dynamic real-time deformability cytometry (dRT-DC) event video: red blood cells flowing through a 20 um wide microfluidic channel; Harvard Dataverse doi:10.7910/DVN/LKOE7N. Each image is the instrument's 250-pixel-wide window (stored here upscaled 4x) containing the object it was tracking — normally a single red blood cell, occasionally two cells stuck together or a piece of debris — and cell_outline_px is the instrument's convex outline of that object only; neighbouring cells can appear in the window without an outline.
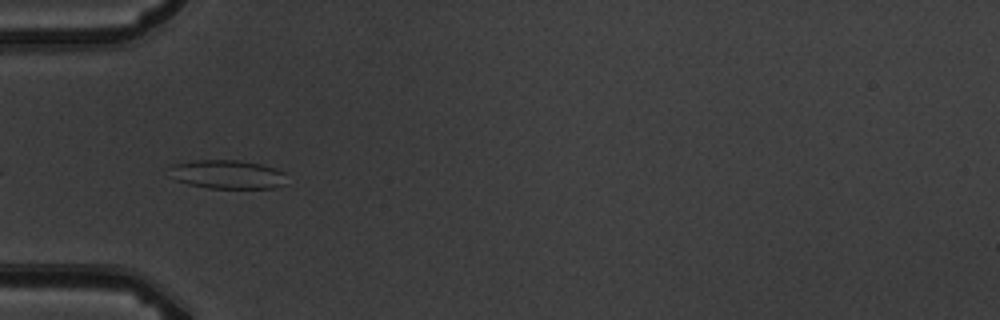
{"species": "common noctule bat (a hibernating species)", "species_latin": "Nyctalus noctula", "temperature_condition": "warm", "stored_images_in_passage": 8, "segment_of_instrument_passage": [2, 2], "camera_frame_rate_fps": 3000, "um_per_image_px": 0.085, "animal": {"sex": "male", "body_mass_g": 19.5, "forearm_length_mm": 54.6}, "frame": {"image": 1, "passage_image": 6, "time_ms": 6.0, "image_size_px": [1000, 320], "cell_outline_px": [[284, 184], [272, 188], [208, 188], [188, 184], [176, 180], [172, 176], [172, 164], [192, 160], [236, 160], [260, 164], [276, 168], [284, 172]], "centroid_in_image_um": [19.33, 14.82], "position_along_channel_um": 65.7, "area_um2": 19.48}}
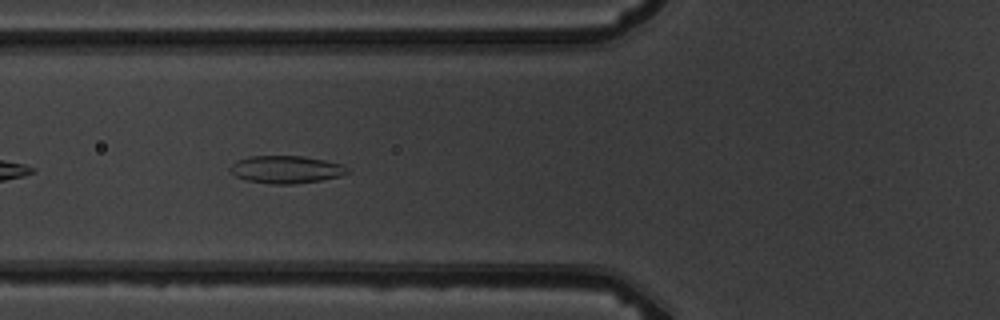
{"frame": {"image": 2, "passage_image": 7, "time_ms": 7.0, "image_size_px": [1000, 320], "cell_outline_px": [[348, 172], [340, 176], [320, 180], [292, 184], [272, 184], [248, 180], [236, 176], [228, 168], [236, 160], [248, 156], [304, 156], [324, 160], [340, 164], [348, 168]], "centroid_in_image_um": [24.29, 14.39], "position_along_channel_um": 101.5, "area_um2": 18.67}}
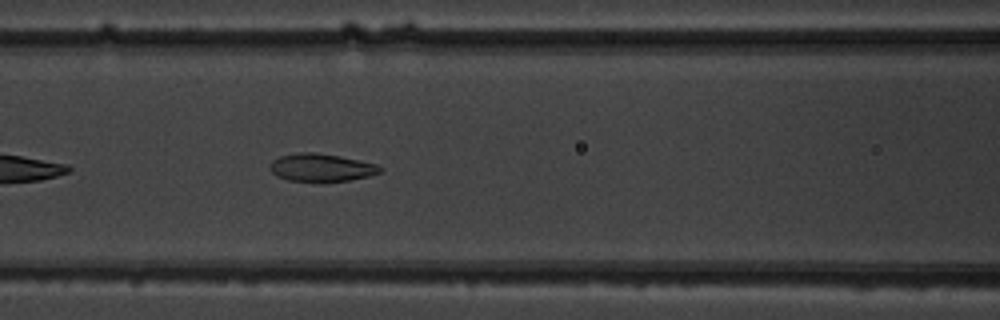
{"frame": {"image": 3, "passage_image": 8, "time_ms": 8.0, "image_size_px": [1000, 320], "cell_outline_px": [[384, 168], [380, 172], [368, 176], [352, 180], [324, 184], [288, 180], [276, 176], [268, 168], [272, 160], [280, 156], [296, 152], [316, 152], [340, 156], [360, 160], [376, 164]], "centroid_in_image_um": [27.29, 14.27], "position_along_channel_um": 139.3, "area_um2": 18.61}}